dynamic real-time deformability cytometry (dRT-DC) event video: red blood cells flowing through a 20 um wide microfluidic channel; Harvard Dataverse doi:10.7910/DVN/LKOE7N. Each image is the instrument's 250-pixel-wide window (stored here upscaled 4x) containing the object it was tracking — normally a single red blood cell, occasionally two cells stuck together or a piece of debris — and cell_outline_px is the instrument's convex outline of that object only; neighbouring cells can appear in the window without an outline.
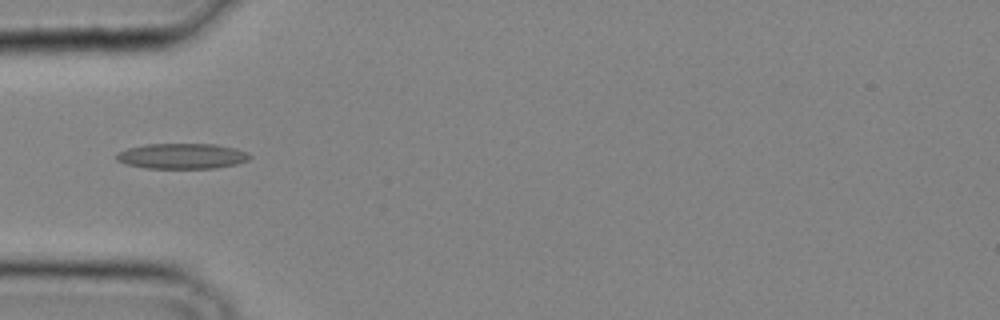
{"species": "common noctule bat (a hibernating species)", "species_latin": "Nyctalus noctula", "temperature_condition": "cold", "stored_images_in_passage": 24, "camera_frame_rate_fps": 3000, "um_per_image_px": 0.085, "animal": {"sex": "male", "body_mass_g": 20.4}, "frame": {"image": 1, "passage_image": 1, "time_ms": 0.0, "image_size_px": [1000, 320], "cell_outline_px": [[252, 156], [248, 160], [236, 164], [216, 168], [144, 168], [124, 164], [116, 160], [116, 152], [128, 148], [144, 144], [216, 144], [236, 148], [248, 152]], "centroid_in_image_um": [15.46, 13.26], "position_along_channel_um": 69.5, "area_um2": 20.0}}
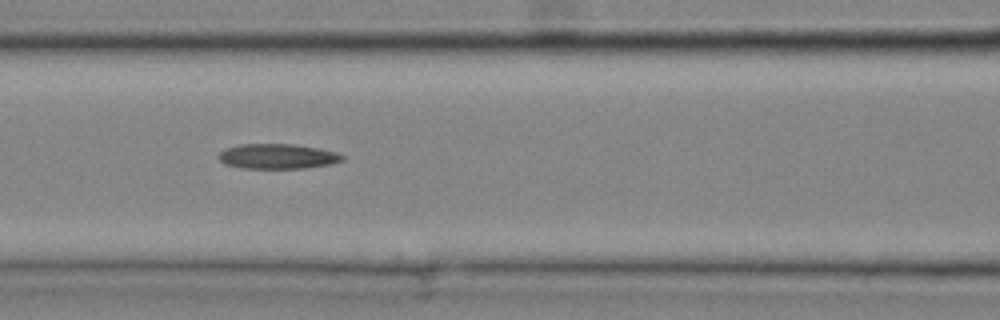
{"frame": {"image": 2, "passage_image": 5, "time_ms": 1.333, "image_size_px": [1000, 320], "cell_outline_px": [[344, 160], [332, 164], [304, 168], [240, 168], [224, 164], [216, 156], [224, 148], [240, 144], [292, 144], [316, 148], [336, 152], [344, 156]], "centroid_in_image_um": [23.55, 13.29], "position_along_channel_um": 143.1, "area_um2": 18.09}}
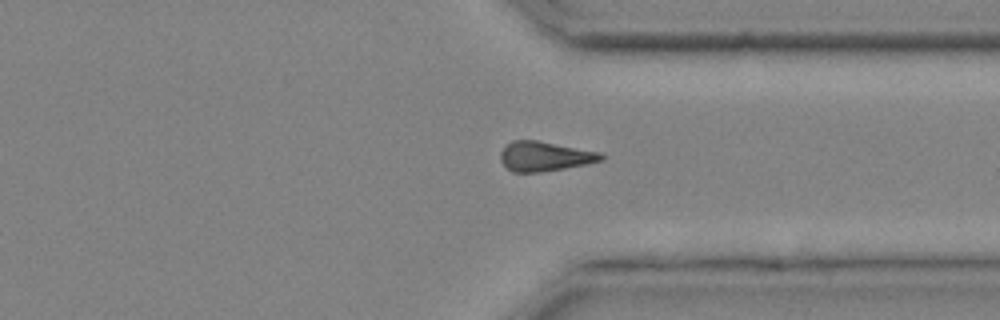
{"frame": {"image": 3, "passage_image": 17, "time_ms": 5.333, "image_size_px": [1000, 320], "cell_outline_px": [[608, 156], [604, 160], [588, 164], [540, 172], [512, 172], [500, 160], [500, 152], [512, 140], [536, 140], [600, 152]], "centroid_in_image_um": [46.35, 13.29], "position_along_channel_um": 365.1, "area_um2": 17.4}}